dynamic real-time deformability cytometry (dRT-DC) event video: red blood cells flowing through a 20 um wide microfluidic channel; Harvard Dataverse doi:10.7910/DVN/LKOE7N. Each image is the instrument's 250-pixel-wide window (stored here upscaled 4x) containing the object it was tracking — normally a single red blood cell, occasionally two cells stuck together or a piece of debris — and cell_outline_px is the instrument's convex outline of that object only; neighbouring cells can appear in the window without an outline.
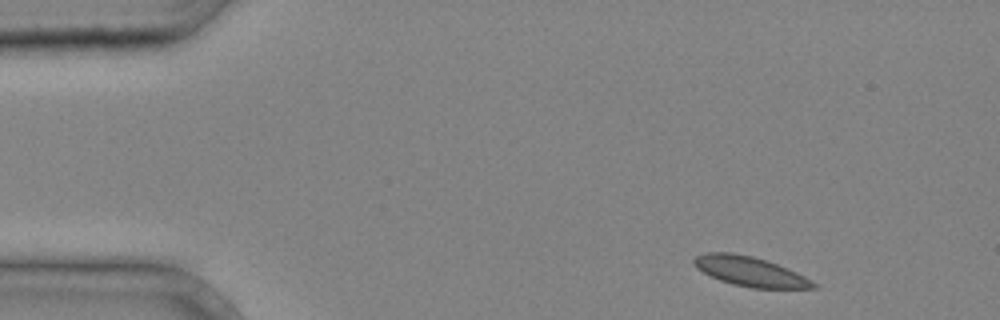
{"species": "common noctule bat (a hibernating species)", "species_latin": "Nyctalus noctula", "temperature_condition": "cold", "stored_images_in_passage": 2, "camera_frame_rate_fps": 3000, "um_per_image_px": 0.085, "animal": {"sex": "male", "body_mass_g": 20.4}, "frame": {"image": 1, "passage_image": 1, "time_ms": 0.0, "image_size_px": [1000, 320], "cell_outline_px": [[816, 288], [752, 288], [732, 284], [720, 280], [696, 268], [692, 264], [692, 260], [696, 256], [704, 252], [732, 252], [752, 256], [788, 268], [812, 280], [816, 284]], "centroid_in_image_um": [63.72, 23.06], "position_along_channel_um": 21.3, "area_um2": 20.52}}